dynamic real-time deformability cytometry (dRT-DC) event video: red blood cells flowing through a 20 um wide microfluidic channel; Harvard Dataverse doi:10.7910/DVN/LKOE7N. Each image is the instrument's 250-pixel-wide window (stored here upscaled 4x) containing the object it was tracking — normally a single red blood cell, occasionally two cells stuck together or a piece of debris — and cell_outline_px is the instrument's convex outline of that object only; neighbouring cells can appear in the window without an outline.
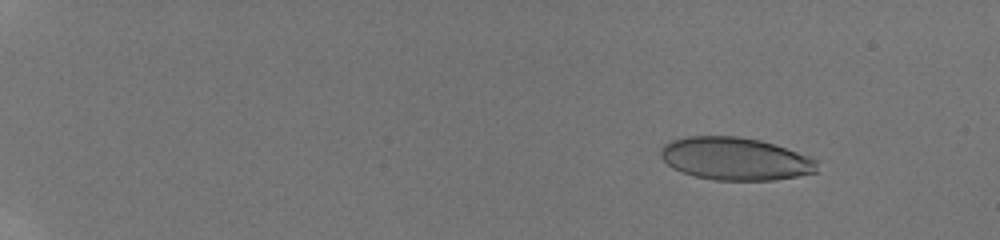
{"species": "human", "species_latin": "Homo sapiens", "temperature_condition": "room temperature", "stored_images_in_passage": 57, "camera_frame_rate_fps": 3000, "um_per_image_px": 0.085, "donor": {"sex": "male"}, "frame": {"image": 1, "passage_image": 9, "time_ms": 2.667, "image_size_px": [1000, 240], "cell_outline_px": [[820, 172], [772, 180], [716, 180], [696, 176], [672, 168], [660, 156], [660, 148], [664, 144], [672, 140], [684, 136], [740, 136], [760, 140], [808, 156], [816, 160]], "centroid_in_image_um": [62.48, 13.49], "position_along_channel_um": 22.5, "area_um2": 38.84}}
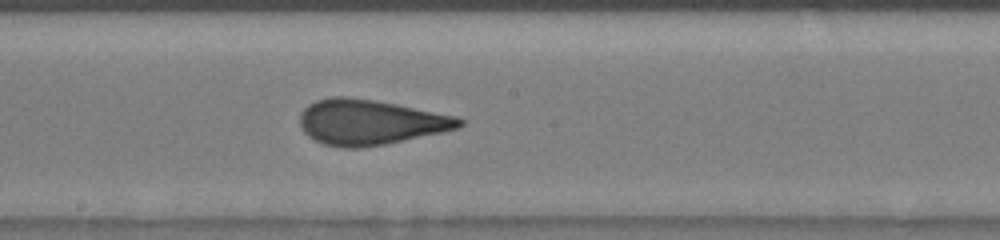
{"frame": {"image": 2, "passage_image": 36, "time_ms": 11.667, "image_size_px": [1000, 240], "cell_outline_px": [[464, 124], [460, 128], [444, 132], [384, 144], [360, 148], [344, 148], [324, 144], [308, 136], [304, 132], [300, 124], [300, 112], [308, 104], [316, 100], [332, 96], [344, 96], [376, 100], [456, 116], [464, 120]], "centroid_in_image_um": [31.46, 10.38], "position_along_channel_um": 216.7, "area_um2": 42.08}}
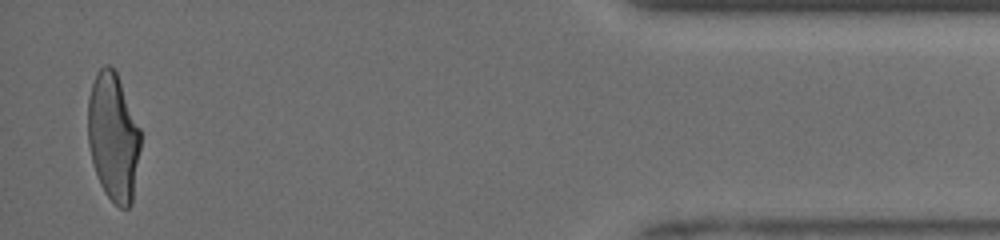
{"frame": {"image": 3, "passage_image": 56, "time_ms": 18.333, "image_size_px": [1000, 240], "cell_outline_px": [[140, 148], [132, 204], [128, 208], [120, 208], [104, 192], [100, 184], [92, 160], [88, 144], [88, 100], [92, 84], [96, 72], [104, 64], [108, 64], [116, 72], [140, 128]], "centroid_in_image_um": [9.62, 11.65], "position_along_channel_um": 425.6, "area_um2": 39.07}, "authors_computed_cell_mechanics": {"area_um2": 40.2866, "velocity_mm_per_s": 3.9704, "shape_relaxation_time_tau1_ms": 5.9989, "shape_relaxation_time_tau2_ms": 0.8776, "deformation_change_tau1": 0.2033, "deformation_change_tau2": 0.0773}}